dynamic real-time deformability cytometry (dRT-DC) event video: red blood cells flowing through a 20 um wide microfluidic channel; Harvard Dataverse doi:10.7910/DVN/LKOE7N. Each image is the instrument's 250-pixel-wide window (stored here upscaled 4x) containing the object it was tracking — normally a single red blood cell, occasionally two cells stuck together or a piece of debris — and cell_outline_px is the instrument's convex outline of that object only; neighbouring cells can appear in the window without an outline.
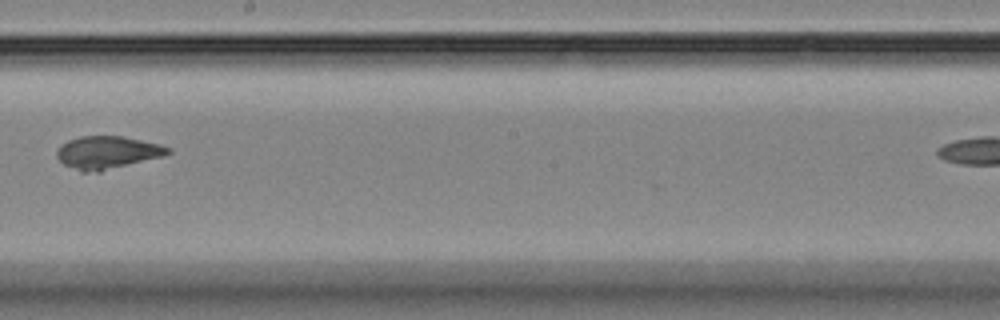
{"species": "Egyptian fruit bat (a non-hibernating species)", "species_latin": "Rousettus aegyptiacus", "temperature_condition": "room temperature", "stored_images_in_passage": 13, "camera_frame_rate_fps": 3000, "um_per_image_px": 0.085, "animal": {"sex": "female"}, "frame": {"image": 1, "passage_image": 8, "time_ms": 9.667, "image_size_px": [1000, 320], "cell_outline_px": [[172, 152], [164, 156], [100, 172], [80, 172], [64, 164], [56, 156], [56, 152], [68, 140], [80, 136], [120, 136], [160, 144], [172, 148]], "centroid_in_image_um": [9.15, 12.97], "position_along_channel_um": 239.0, "area_um2": 21.21}}
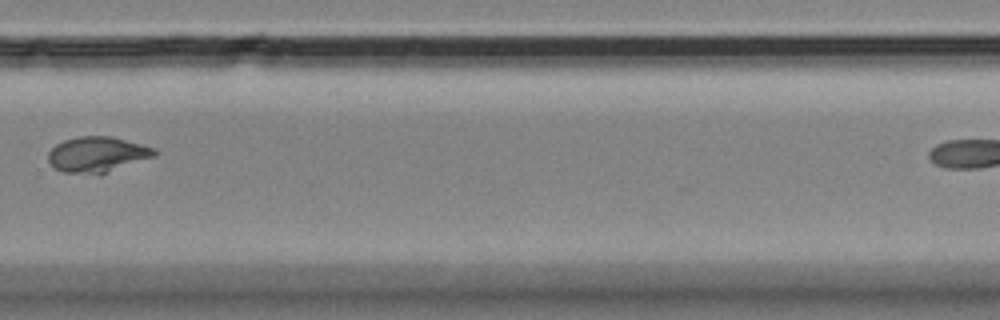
{"frame": {"image": 2, "passage_image": 10, "time_ms": 12.0, "image_size_px": [1000, 320], "cell_outline_px": [[156, 156], [100, 176], [64, 172], [56, 168], [48, 160], [48, 152], [56, 144], [64, 140], [80, 136], [112, 136], [156, 148]], "centroid_in_image_um": [8.3, 13.15], "position_along_channel_um": 321.5, "area_um2": 22.43}}
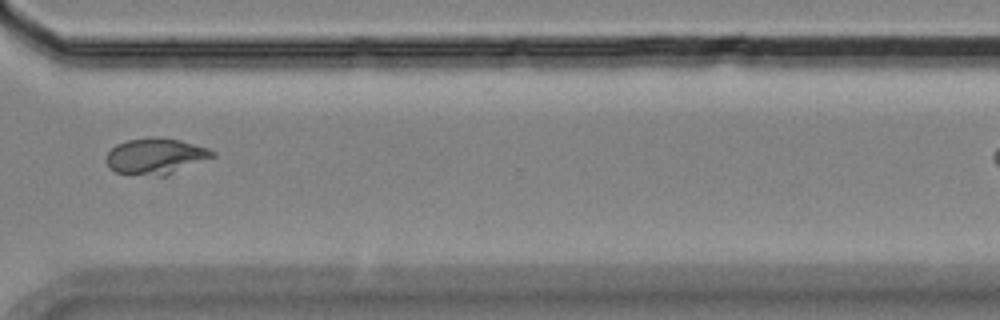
{"frame": {"image": 3, "passage_image": 11, "time_ms": 13.0, "image_size_px": [1000, 320], "cell_outline_px": [[216, 156], [168, 176], [156, 176], [116, 172], [108, 168], [104, 160], [108, 152], [116, 144], [128, 140], [152, 136], [156, 136], [180, 140], [208, 148], [216, 152]], "centroid_in_image_um": [13.24, 13.28], "position_along_channel_um": 357.4, "area_um2": 22.72}}